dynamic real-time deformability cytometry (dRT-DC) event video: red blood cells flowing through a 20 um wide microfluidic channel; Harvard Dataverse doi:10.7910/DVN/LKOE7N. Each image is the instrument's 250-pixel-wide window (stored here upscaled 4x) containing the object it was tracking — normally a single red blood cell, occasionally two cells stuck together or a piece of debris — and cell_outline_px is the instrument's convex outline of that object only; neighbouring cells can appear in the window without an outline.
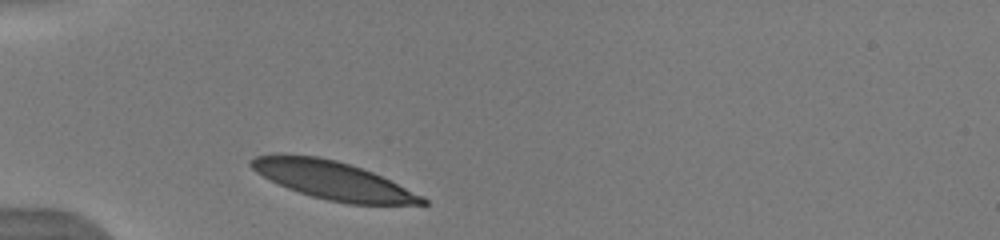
{"species": "human", "species_latin": "Homo sapiens", "temperature_condition": "warm", "stored_images_in_passage": 26, "camera_frame_rate_fps": 3000, "um_per_image_px": 0.085, "donor": {"sex": "male"}, "frame": {"image": 1, "passage_image": 1, "time_ms": 0.0, "image_size_px": [1000, 240], "cell_outline_px": [[428, 204], [348, 204], [328, 200], [312, 196], [288, 188], [256, 172], [248, 164], [256, 156], [276, 152], [280, 152], [316, 156], [336, 160], [372, 172], [424, 196], [428, 200]], "centroid_in_image_um": [28.27, 15.3], "position_along_channel_um": 56.7, "area_um2": 37.8}}
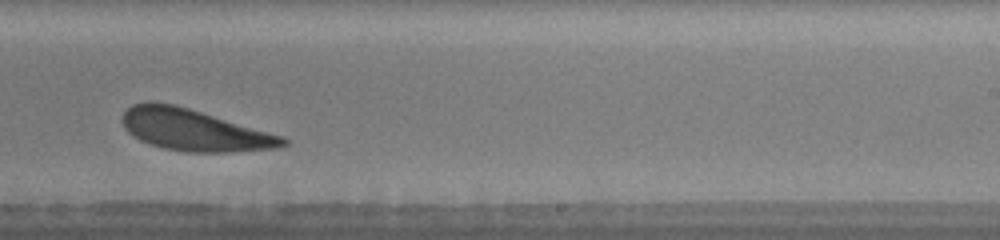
{"frame": {"image": 2, "passage_image": 13, "time_ms": 6.0, "image_size_px": [1000, 240], "cell_outline_px": [[288, 144], [276, 148], [228, 152], [184, 152], [164, 148], [140, 140], [132, 136], [124, 128], [124, 112], [132, 104], [172, 104], [188, 108], [284, 136], [288, 140]], "centroid_in_image_um": [16.56, 11.08], "position_along_channel_um": 272.4, "area_um2": 38.09}, "authors_computed_cell_mechanics": {"area_um2": 39.2173, "velocity_mm_per_s": 3.8625, "shape_relaxation_time_tau1_ms": 1.5522, "shape_relaxation_time_tau2_ms": null, "deformation_change_tau1": 0.0743, "deformation_change_tau2": null}}